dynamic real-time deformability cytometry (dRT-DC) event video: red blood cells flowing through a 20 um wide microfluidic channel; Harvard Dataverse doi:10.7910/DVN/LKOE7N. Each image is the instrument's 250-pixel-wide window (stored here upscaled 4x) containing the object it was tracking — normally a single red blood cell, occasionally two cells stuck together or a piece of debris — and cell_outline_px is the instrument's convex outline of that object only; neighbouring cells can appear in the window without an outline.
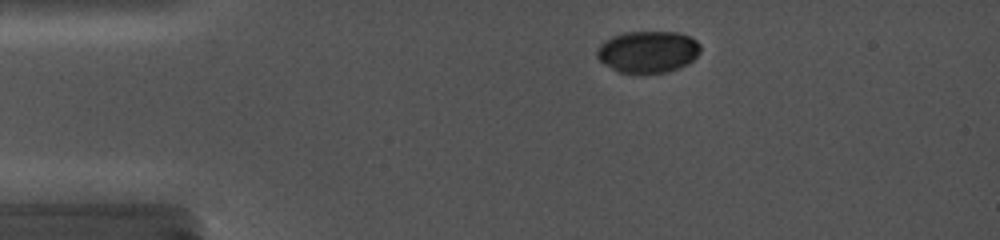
{"species": "common noctule bat (a hibernating species)", "species_latin": "Nyctalus noctula", "temperature_condition": "cold", "stored_images_in_passage": 70, "camera_frame_rate_fps": 5000, "um_per_image_px": 0.085, "animal": {"sex": "female", "body_mass_g": 19.0, "forearm_length_mm": 56.7}, "frame": {"image": 1, "passage_image": 3, "time_ms": 0.4, "image_size_px": [1000, 240], "cell_outline_px": [[700, 52], [688, 64], [668, 72], [616, 72], [604, 64], [596, 56], [596, 48], [604, 40], [612, 36], [624, 32], [676, 32], [688, 36], [696, 40], [700, 44]], "centroid_in_image_um": [55.04, 4.39], "position_along_channel_um": 30.0, "area_um2": 25.2}}
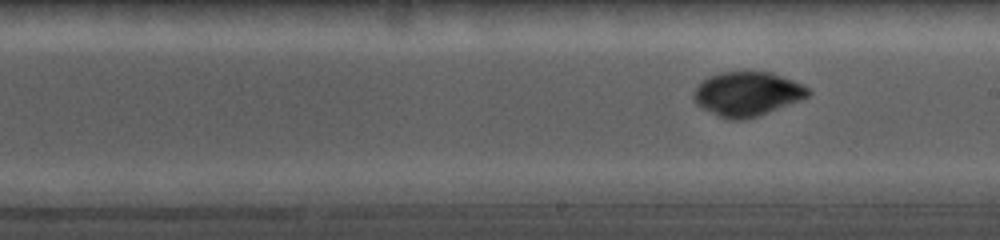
{"frame": {"image": 2, "passage_image": 45, "time_ms": 7.0, "image_size_px": [1000, 240], "cell_outline_px": [[812, 92], [808, 96], [800, 100], [756, 116], [744, 120], [728, 120], [696, 104], [692, 96], [692, 92], [708, 76], [720, 72], [768, 72], [792, 80], [808, 88]], "centroid_in_image_um": [63.48, 7.98], "position_along_channel_um": 225.5, "area_um2": 29.02}}
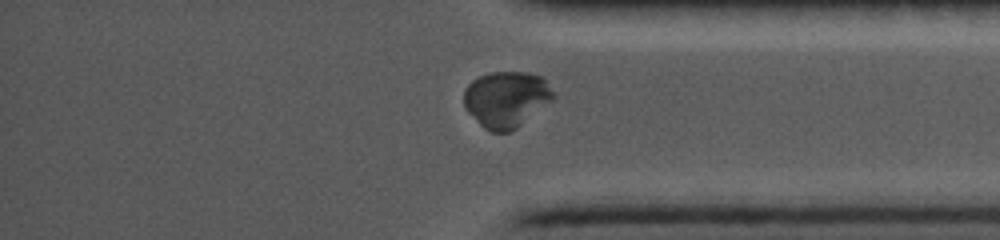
{"frame": {"image": 3, "passage_image": 66, "time_ms": 11.4, "image_size_px": [1000, 240], "cell_outline_px": [[556, 96], [552, 100], [512, 132], [492, 132], [484, 128], [464, 108], [464, 88], [472, 80], [488, 72], [528, 72], [540, 76], [544, 80]], "centroid_in_image_um": [43.01, 8.43], "position_along_channel_um": 392.2, "area_um2": 29.25}}